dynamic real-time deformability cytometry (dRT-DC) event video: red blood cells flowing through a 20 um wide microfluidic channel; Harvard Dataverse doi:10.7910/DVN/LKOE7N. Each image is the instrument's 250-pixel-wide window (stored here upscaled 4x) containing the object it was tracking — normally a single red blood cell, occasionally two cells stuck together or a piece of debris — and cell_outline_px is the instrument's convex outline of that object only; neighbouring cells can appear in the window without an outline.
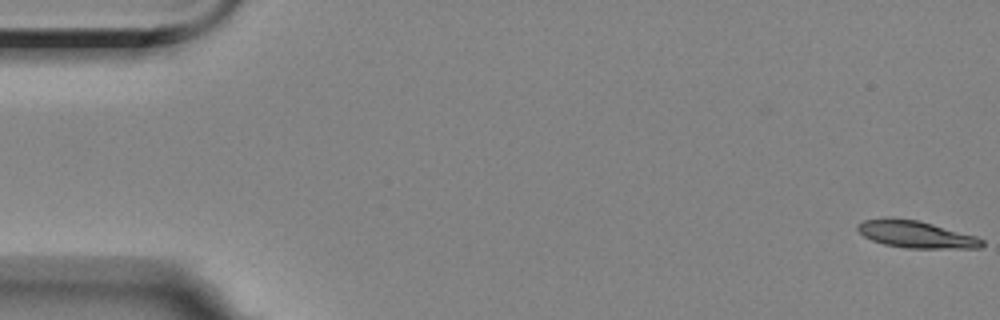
{"species": "Egyptian fruit bat (a non-hibernating species)", "species_latin": "Rousettus aegyptiacus", "temperature_condition": "room temperature", "stored_images_in_passage": 15, "camera_frame_rate_fps": 3000, "um_per_image_px": 0.085, "animal": {"sex": "female"}, "frame": {"image": 1, "passage_image": 1, "time_ms": 0.0, "image_size_px": [1000, 320], "cell_outline_px": [[984, 244], [980, 248], [904, 248], [884, 244], [872, 240], [864, 236], [856, 228], [856, 224], [864, 220], [884, 216], [888, 216], [920, 220], [976, 236], [984, 240]], "centroid_in_image_um": [77.82, 19.89], "position_along_channel_um": 7.2, "area_um2": 20.0}}
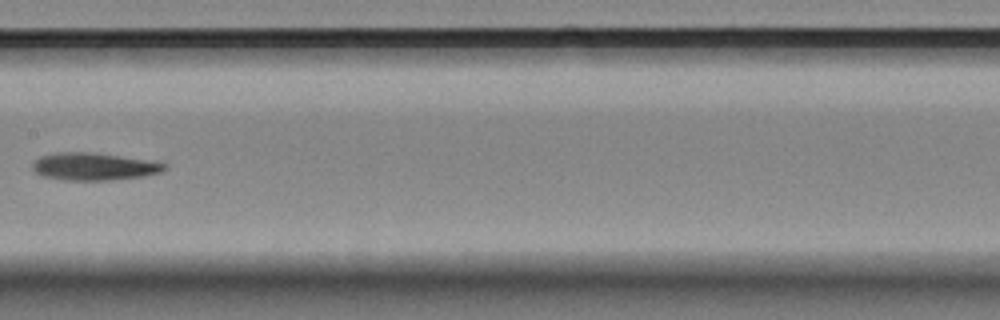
{"frame": {"image": 2, "passage_image": 8, "time_ms": 9.333, "image_size_px": [1000, 320], "cell_outline_px": [[168, 168], [160, 172], [144, 176], [112, 180], [64, 180], [44, 176], [36, 172], [32, 168], [32, 164], [40, 156], [56, 152], [96, 152], [152, 160], [168, 164]], "centroid_in_image_um": [8.04, 14.14], "position_along_channel_um": 199.4, "area_um2": 21.39}}
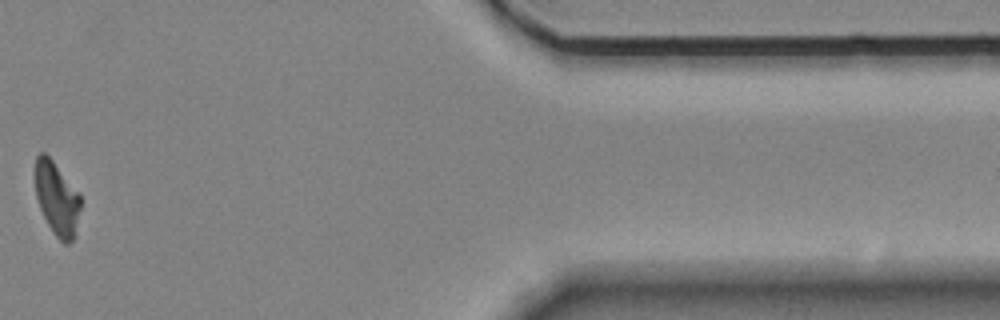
{"frame": {"image": 3, "passage_image": 14, "time_ms": 16.667, "image_size_px": [1000, 320], "cell_outline_px": [[80, 208], [72, 240], [68, 244], [64, 244], [56, 236], [48, 224], [40, 208], [36, 196], [36, 156], [40, 152], [44, 152], [52, 160], [80, 196]], "centroid_in_image_um": [4.81, 16.88], "position_along_channel_um": 406.6, "area_um2": 18.61}}